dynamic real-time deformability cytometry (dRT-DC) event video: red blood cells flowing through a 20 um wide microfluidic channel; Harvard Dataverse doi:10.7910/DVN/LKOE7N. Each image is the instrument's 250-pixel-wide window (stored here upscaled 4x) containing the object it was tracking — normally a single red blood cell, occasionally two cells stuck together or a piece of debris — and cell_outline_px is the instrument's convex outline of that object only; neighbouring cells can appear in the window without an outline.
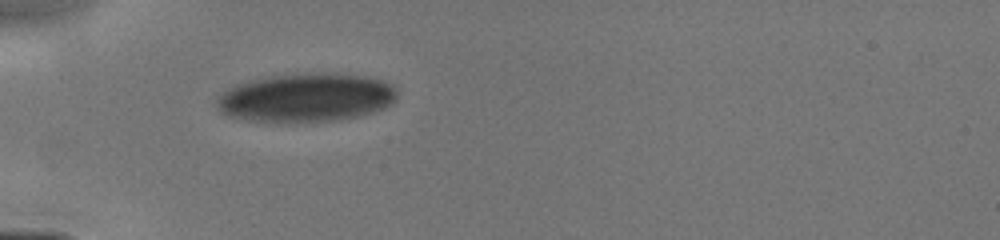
{"species": "human", "species_latin": "Homo sapiens", "temperature_condition": "cold", "stored_images_in_passage": 2, "camera_frame_rate_fps": 3000, "um_per_image_px": 0.085, "donor": {"sex": "male"}, "frame": {"image": 1, "passage_image": 1, "time_ms": 0.0, "image_size_px": [1000, 240], "cell_outline_px": [[396, 100], [384, 108], [356, 116], [332, 120], [248, 120], [232, 116], [220, 112], [216, 108], [216, 96], [220, 92], [232, 84], [264, 76], [304, 72], [332, 72], [364, 76], [380, 80], [392, 84], [396, 88]], "centroid_in_image_um": [25.96, 8.23], "position_along_channel_um": 59.0, "area_um2": 51.15}}